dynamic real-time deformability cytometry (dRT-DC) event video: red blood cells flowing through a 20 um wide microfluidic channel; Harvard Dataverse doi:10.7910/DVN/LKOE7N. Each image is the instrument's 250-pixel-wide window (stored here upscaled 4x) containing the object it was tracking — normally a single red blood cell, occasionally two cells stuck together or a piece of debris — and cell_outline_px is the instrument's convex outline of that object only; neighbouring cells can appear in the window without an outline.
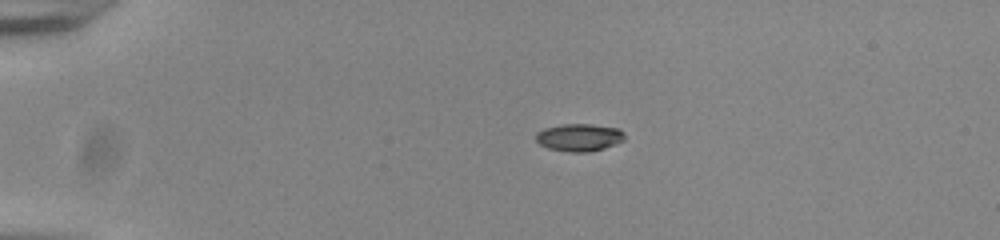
{"species": "common noctule bat (a hibernating species)", "species_latin": "Nyctalus noctula", "temperature_condition": "room temperature", "stored_images_in_passage": 43, "camera_frame_rate_fps": 3000, "um_per_image_px": 0.085, "animal": {"sex": "male", "body_mass_g": 20.0, "forearm_length_mm": 53.3}, "frame": {"image": 1, "passage_image": 1, "time_ms": 0.0, "image_size_px": [1000, 240], "cell_outline_px": [[624, 140], [616, 144], [604, 148], [588, 152], [568, 152], [548, 148], [540, 144], [536, 140], [536, 132], [544, 128], [560, 124], [592, 124], [620, 128], [624, 132]], "centroid_in_image_um": [49.24, 11.67], "position_along_channel_um": 35.8, "area_um2": 14.39}}
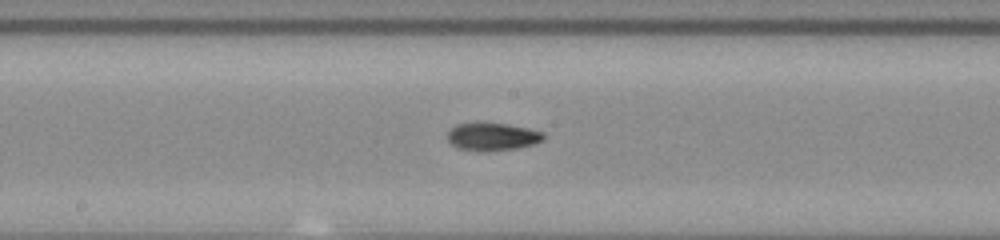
{"frame": {"image": 2, "passage_image": 19, "time_ms": 6.0, "image_size_px": [1000, 240], "cell_outline_px": [[544, 140], [532, 144], [516, 148], [488, 152], [476, 152], [456, 148], [448, 140], [448, 132], [456, 124], [476, 120], [480, 120], [508, 124], [528, 128], [544, 132]], "centroid_in_image_um": [41.8, 11.59], "position_along_channel_um": 206.4, "area_um2": 16.3}}
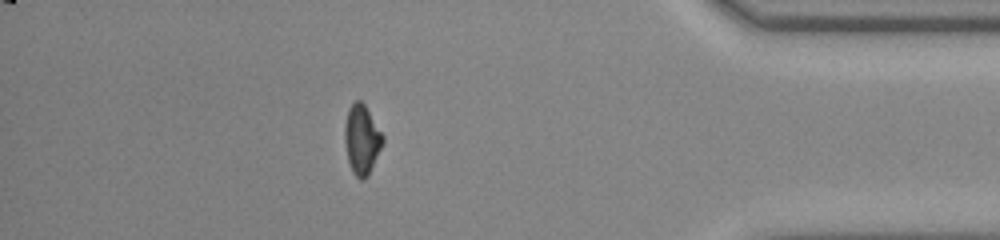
{"frame": {"image": 3, "passage_image": 37, "time_ms": 12.0, "image_size_px": [1000, 240], "cell_outline_px": [[384, 140], [368, 176], [364, 180], [360, 180], [352, 172], [348, 160], [344, 140], [344, 124], [348, 108], [356, 100], [360, 100], [364, 104], [384, 136]], "centroid_in_image_um": [30.73, 11.86], "position_along_channel_um": 404.5, "area_um2": 15.37}, "authors_computed_cell_mechanics": {"area_um2": 14.8546, "velocity_mm_per_s": 3.8558, "shape_relaxation_time_tau1_ms": 2.761, "shape_relaxation_time_tau2_ms": 4.579, "deformation_change_tau1": 0.164, "deformation_change_tau2": 0.1178}}